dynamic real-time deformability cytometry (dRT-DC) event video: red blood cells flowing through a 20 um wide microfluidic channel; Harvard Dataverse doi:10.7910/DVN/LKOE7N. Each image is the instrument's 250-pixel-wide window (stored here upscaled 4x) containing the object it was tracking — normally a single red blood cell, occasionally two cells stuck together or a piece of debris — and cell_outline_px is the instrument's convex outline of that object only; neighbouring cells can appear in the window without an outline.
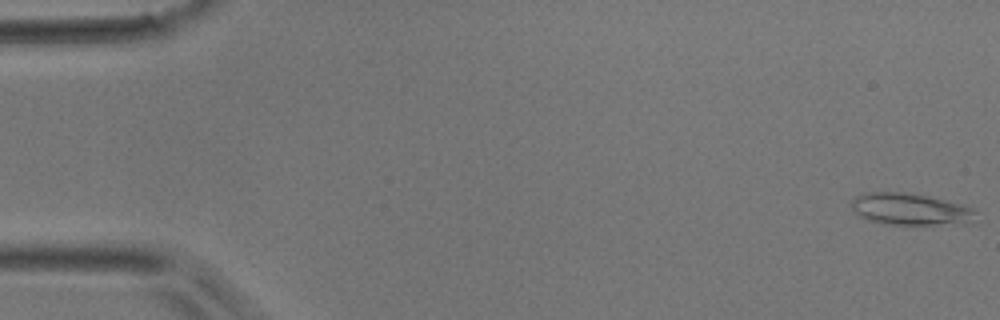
{"species": "common noctule bat (a hibernating species)", "species_latin": "Nyctalus noctula", "temperature_condition": "room temperature", "stored_images_in_passage": 47, "camera_frame_rate_fps": 3000, "um_per_image_px": 0.085, "animal": {"sex": "male", "body_mass_g": 17.9}, "frame": {"image": 1, "passage_image": 1, "time_ms": 0.0, "image_size_px": [1000, 320], "cell_outline_px": [[976, 212], [956, 220], [936, 224], [884, 224], [868, 220], [852, 212], [848, 204], [860, 192], [904, 192], [944, 200], [976, 208]], "centroid_in_image_um": [77.07, 17.73], "position_along_channel_um": 7.9, "area_um2": 22.08}}
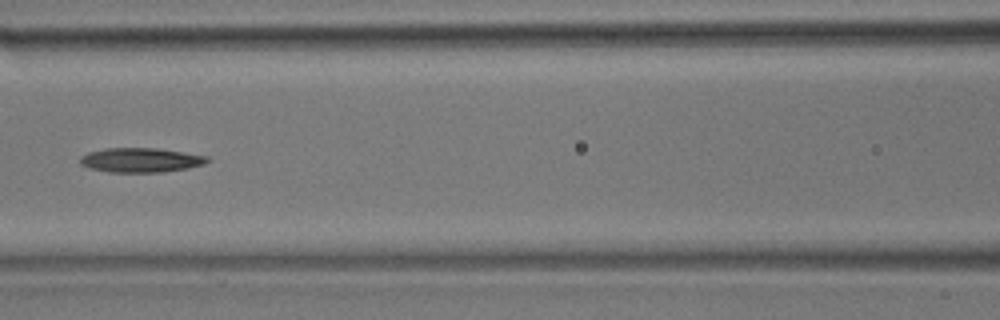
{"frame": {"image": 2, "passage_image": 21, "time_ms": 6.667, "image_size_px": [1000, 320], "cell_outline_px": [[212, 160], [204, 164], [188, 168], [164, 172], [108, 172], [88, 168], [80, 164], [80, 156], [88, 152], [104, 148], [156, 148], [184, 152], [208, 156]], "centroid_in_image_um": [11.96, 13.61], "position_along_channel_um": 154.6, "area_um2": 18.32}}
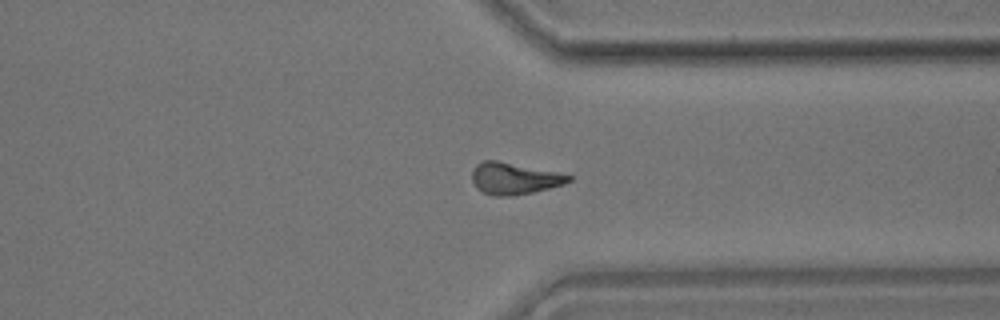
{"frame": {"image": 3, "passage_image": 36, "time_ms": 11.667, "image_size_px": [1000, 320], "cell_outline_px": [[572, 180], [564, 184], [532, 192], [512, 196], [492, 196], [476, 188], [472, 180], [472, 172], [476, 164], [484, 160], [496, 160], [560, 172], [572, 176]], "centroid_in_image_um": [43.71, 15.16], "position_along_channel_um": 367.7, "area_um2": 17.92}}